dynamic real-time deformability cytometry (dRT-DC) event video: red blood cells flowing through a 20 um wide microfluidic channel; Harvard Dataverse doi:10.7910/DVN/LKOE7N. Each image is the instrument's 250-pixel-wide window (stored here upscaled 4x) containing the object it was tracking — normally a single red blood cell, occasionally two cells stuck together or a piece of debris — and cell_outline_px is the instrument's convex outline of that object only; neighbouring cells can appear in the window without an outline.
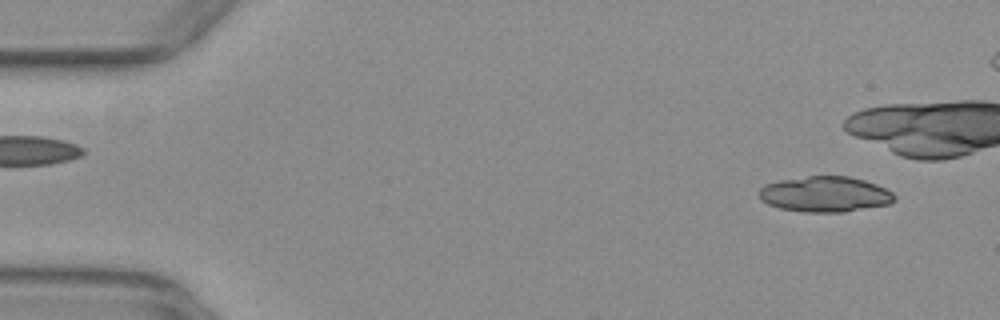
{"species": "common noctule bat (a hibernating species)", "species_latin": "Nyctalus noctula", "temperature_condition": "warm", "stored_images_in_passage": 8, "camera_frame_rate_fps": 3000, "um_per_image_px": 0.085, "animal": {"sex": "female", "body_mass_g": 29.2, "forearm_length_mm": 56.3}, "frame": {"image": 1, "passage_image": 3, "time_ms": 0.667, "image_size_px": [1000, 320], "cell_outline_px": [[896, 200], [888, 204], [844, 212], [804, 212], [780, 208], [768, 204], [760, 200], [756, 192], [764, 184], [780, 180], [808, 176], [848, 176], [864, 180], [876, 184], [892, 192], [896, 196]], "centroid_in_image_um": [70.09, 16.51], "position_along_channel_um": 14.9, "area_um2": 28.21}}